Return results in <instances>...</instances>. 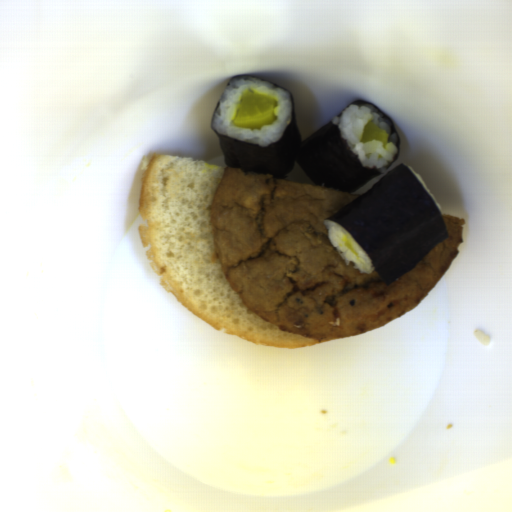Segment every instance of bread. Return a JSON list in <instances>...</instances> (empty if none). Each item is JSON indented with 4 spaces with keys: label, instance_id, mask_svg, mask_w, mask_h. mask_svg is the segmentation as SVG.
<instances>
[{
    "label": "bread",
    "instance_id": "obj_1",
    "mask_svg": "<svg viewBox=\"0 0 512 512\" xmlns=\"http://www.w3.org/2000/svg\"><path fill=\"white\" fill-rule=\"evenodd\" d=\"M225 168L174 154H154L138 200V232L162 289L216 330L277 348L333 340L280 330L247 307L218 261L210 218Z\"/></svg>",
    "mask_w": 512,
    "mask_h": 512
}]
</instances>
